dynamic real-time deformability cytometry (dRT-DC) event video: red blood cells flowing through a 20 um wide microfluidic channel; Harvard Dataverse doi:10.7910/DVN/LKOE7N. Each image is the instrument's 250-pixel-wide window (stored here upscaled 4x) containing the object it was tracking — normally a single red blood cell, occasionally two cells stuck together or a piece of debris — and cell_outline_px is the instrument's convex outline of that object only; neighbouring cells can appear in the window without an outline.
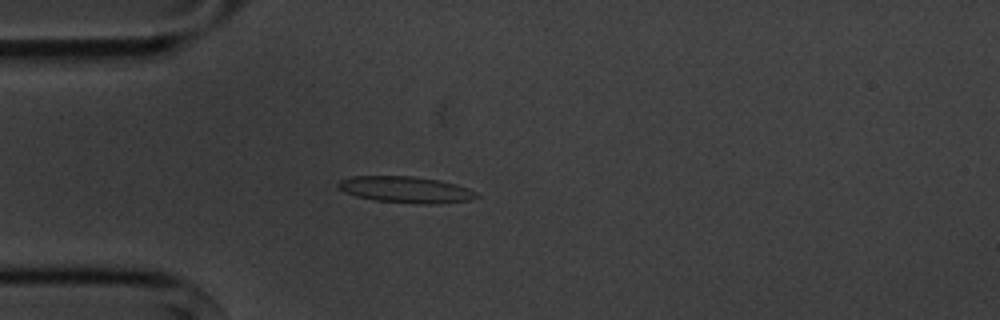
{"species": "common noctule bat (a hibernating species)", "species_latin": "Nyctalus noctula", "temperature_condition": "cold", "stored_images_in_passage": 7, "camera_frame_rate_fps": 3000, "um_per_image_px": 0.085, "animal": {"sex": "male", "body_mass_g": 20.1, "forearm_length_mm": 53.5}, "frame": {"image": 1, "passage_image": 5, "time_ms": 4.667, "image_size_px": [1000, 320], "cell_outline_px": [[480, 196], [472, 200], [432, 204], [416, 204], [372, 200], [356, 196], [344, 192], [336, 188], [336, 184], [340, 180], [352, 176], [412, 176], [440, 180], [456, 184], [468, 188], [476, 192]], "centroid_in_image_um": [34.47, 16.12], "position_along_channel_um": 50.5, "area_um2": 21.56}}
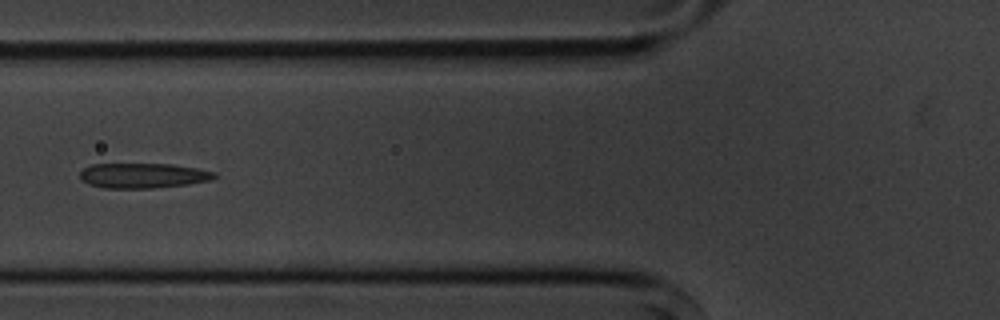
{"frame": {"image": 2, "passage_image": 7, "time_ms": 6.667, "image_size_px": [1000, 320], "cell_outline_px": [[216, 176], [212, 180], [188, 184], [152, 188], [104, 188], [88, 184], [80, 176], [80, 172], [84, 168], [92, 164], [172, 164], [196, 168], [216, 172]], "centroid_in_image_um": [12.17, 14.92], "position_along_channel_um": 113.6, "area_um2": 19.54}}